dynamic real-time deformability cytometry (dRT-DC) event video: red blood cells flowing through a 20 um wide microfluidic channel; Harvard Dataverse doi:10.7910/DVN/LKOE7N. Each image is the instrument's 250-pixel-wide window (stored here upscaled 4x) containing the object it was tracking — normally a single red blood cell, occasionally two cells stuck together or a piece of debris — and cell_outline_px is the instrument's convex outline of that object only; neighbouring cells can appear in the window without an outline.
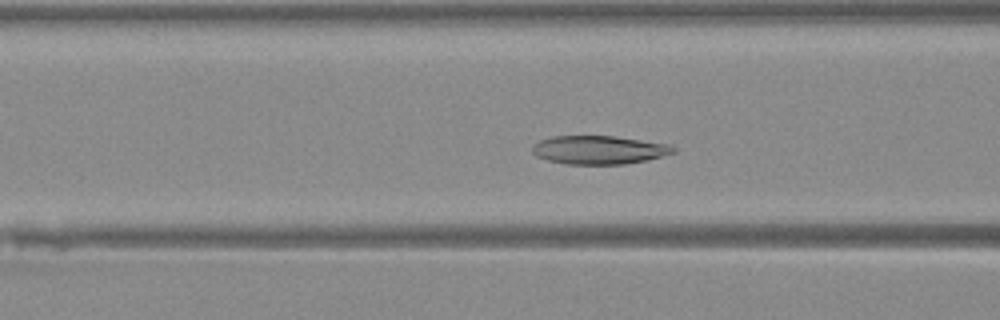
{"species": "Egyptian fruit bat (a non-hibernating species)", "species_latin": "Rousettus aegyptiacus", "temperature_condition": "warm", "stored_images_in_passage": 47, "camera_frame_rate_fps": 3000, "um_per_image_px": 0.085, "animal": {"sex": "female"}, "frame": {"image": 1, "passage_image": 18, "time_ms": 5.667, "image_size_px": [1000, 320], "cell_outline_px": [[676, 152], [648, 160], [624, 164], [568, 164], [548, 160], [536, 156], [532, 152], [532, 144], [540, 140], [552, 136], [612, 136], [672, 144], [676, 148]], "centroid_in_image_um": [50.93, 12.74], "position_along_channel_um": 115.7, "area_um2": 23.52}}
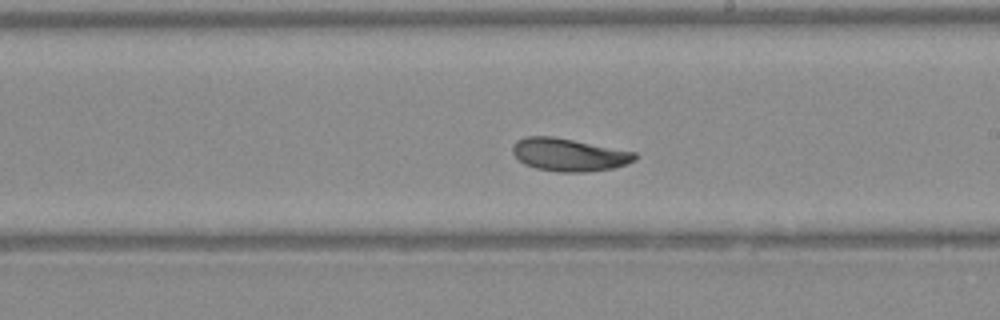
{"frame": {"image": 2, "passage_image": 27, "time_ms": 8.667, "image_size_px": [1000, 320], "cell_outline_px": [[636, 160], [628, 164], [612, 168], [588, 172], [556, 172], [536, 168], [524, 164], [512, 152], [512, 144], [516, 140], [524, 136], [552, 136], [636, 152]], "centroid_in_image_um": [48.34, 13.15], "position_along_channel_um": 240.7, "area_um2": 23.47}}
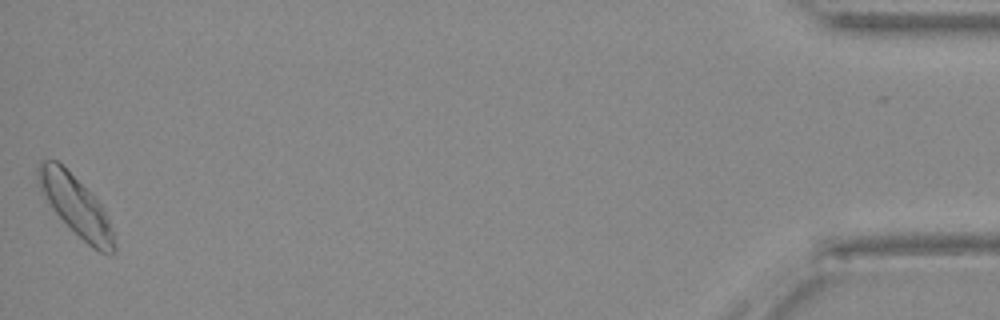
{"frame": {"image": 3, "passage_image": 47, "time_ms": 15.333, "image_size_px": [1000, 320], "cell_outline_px": [[116, 252], [112, 256], [100, 252], [92, 248], [52, 208], [40, 192], [36, 180], [36, 168], [40, 160], [56, 160], [100, 204], [112, 228], [116, 244]], "centroid_in_image_um": [6.42, 17.52], "position_along_channel_um": 428.8, "area_um2": 25.78}}